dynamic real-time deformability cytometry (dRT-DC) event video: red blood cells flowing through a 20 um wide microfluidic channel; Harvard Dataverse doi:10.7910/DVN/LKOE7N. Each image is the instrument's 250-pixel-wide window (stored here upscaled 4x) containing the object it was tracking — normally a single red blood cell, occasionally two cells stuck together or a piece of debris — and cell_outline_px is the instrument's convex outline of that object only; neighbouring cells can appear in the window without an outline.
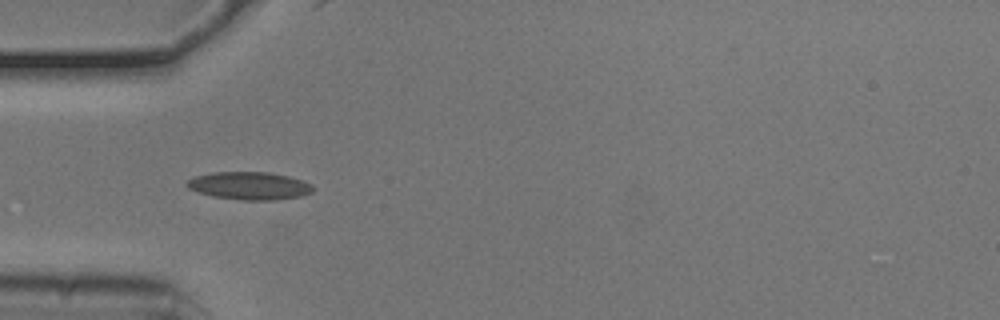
{"species": "common noctule bat (a hibernating species)", "species_latin": "Nyctalus noctula", "temperature_condition": "cold", "stored_images_in_passage": 4, "camera_frame_rate_fps": 3000, "um_per_image_px": 0.085, "animal": {"sex": "male", "body_mass_g": 20.5, "forearm_length_mm": 52.5}, "frame": {"image": 1, "passage_image": 1, "time_ms": 0.0, "image_size_px": [1000, 320], "cell_outline_px": [[316, 188], [312, 192], [300, 196], [276, 200], [244, 200], [212, 196], [188, 188], [184, 184], [188, 180], [196, 176], [216, 172], [268, 172], [288, 176], [304, 180], [312, 184]], "centroid_in_image_um": [21.25, 15.79], "position_along_channel_um": 63.8, "area_um2": 20.4}}
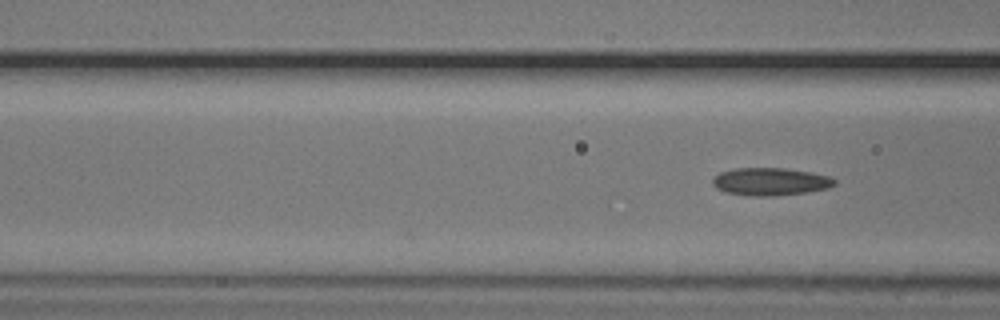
{"frame": {"image": 2, "passage_image": 4, "time_ms": 1.0, "image_size_px": [1000, 320], "cell_outline_px": [[836, 184], [828, 188], [808, 192], [772, 196], [748, 196], [724, 192], [716, 188], [712, 184], [712, 180], [720, 172], [736, 168], [784, 168], [808, 172], [828, 176], [836, 180]], "centroid_in_image_um": [65.46, 15.45], "position_along_channel_um": 101.1, "area_um2": 19.65}}